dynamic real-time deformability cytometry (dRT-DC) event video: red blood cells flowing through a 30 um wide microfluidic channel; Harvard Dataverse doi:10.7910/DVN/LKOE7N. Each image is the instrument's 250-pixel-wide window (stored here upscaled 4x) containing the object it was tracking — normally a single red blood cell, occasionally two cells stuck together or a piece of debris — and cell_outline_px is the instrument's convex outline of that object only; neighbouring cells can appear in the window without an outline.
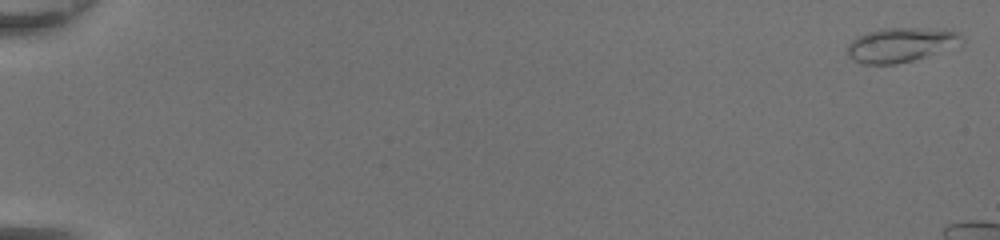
{"species": "common noctule bat (a hibernating species)", "species_latin": "Nyctalus noctula", "temperature_condition": "room temperature", "stored_images_in_passage": 11, "camera_frame_rate_fps": 3000, "um_per_image_px": 0.085, "animal": {"sex": "female", "body_mass_g": 20.0, "forearm_length_mm": 54.0}, "frame": {"image": 1, "passage_image": 1, "time_ms": 0.0, "image_size_px": [1000, 240], "cell_outline_px": [[964, 44], [912, 60], [896, 64], [860, 64], [848, 56], [848, 44], [856, 36], [880, 28], [944, 28], [960, 32], [964, 40]], "centroid_in_image_um": [76.61, 3.79], "position_along_channel_um": 8.4, "area_um2": 23.24}}